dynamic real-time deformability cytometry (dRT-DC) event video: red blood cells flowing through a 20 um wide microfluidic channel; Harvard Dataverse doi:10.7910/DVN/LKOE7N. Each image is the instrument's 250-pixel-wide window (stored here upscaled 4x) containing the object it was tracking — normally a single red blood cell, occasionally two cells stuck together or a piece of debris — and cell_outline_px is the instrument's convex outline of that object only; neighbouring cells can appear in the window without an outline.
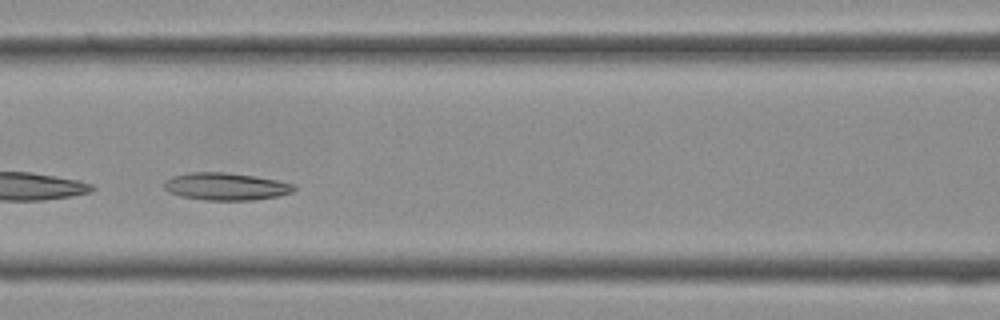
{"species": "Egyptian fruit bat (a non-hibernating species)", "species_latin": "Rousettus aegyptiacus", "temperature_condition": "cold", "stored_images_in_passage": 34, "camera_frame_rate_fps": 3000, "um_per_image_px": 0.085, "frame": {"image": 1, "passage_image": 13, "time_ms": 4.0, "image_size_px": [1000, 320], "cell_outline_px": [[296, 188], [292, 192], [280, 196], [252, 200], [204, 200], [180, 196], [168, 192], [164, 188], [164, 180], [172, 176], [188, 172], [224, 172], [256, 176], [296, 184]], "centroid_in_image_um": [19.19, 15.85], "position_along_channel_um": 147.4, "area_um2": 20.98}}
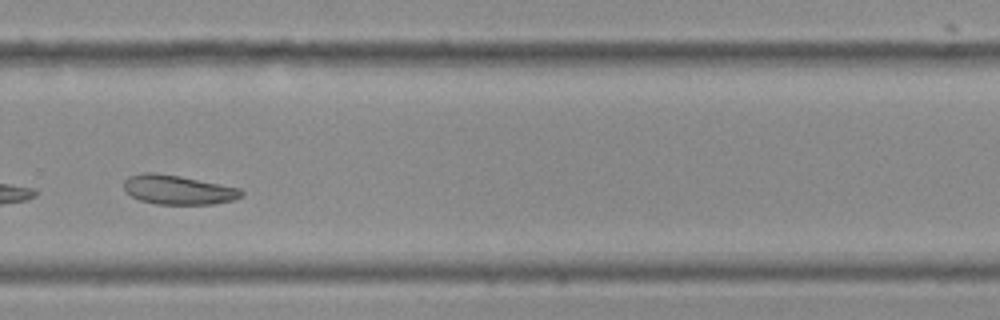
{"frame": {"image": 2, "passage_image": 23, "time_ms": 7.333, "image_size_px": [1000, 320], "cell_outline_px": [[244, 196], [232, 200], [212, 204], [156, 204], [140, 200], [124, 192], [124, 180], [128, 176], [144, 172], [156, 172], [180, 176], [240, 188], [244, 192]], "centroid_in_image_um": [15.11, 16.12], "position_along_channel_um": 314.7, "area_um2": 20.17}}
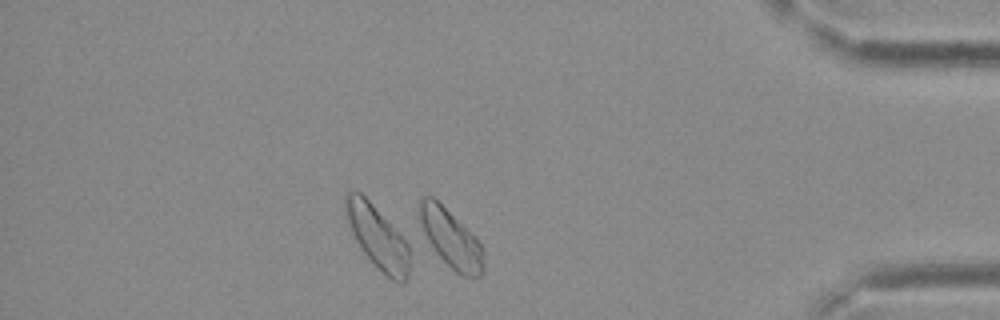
{"frame": {"image": 3, "passage_image": 30, "time_ms": 9.667, "image_size_px": [1000, 320], "cell_outline_px": [[484, 256], [480, 276], [460, 276], [424, 240], [416, 216], [416, 204], [420, 196], [432, 196], [484, 248]], "centroid_in_image_um": [38.18, 20.22], "position_along_channel_um": 397.0, "area_um2": 21.68}}